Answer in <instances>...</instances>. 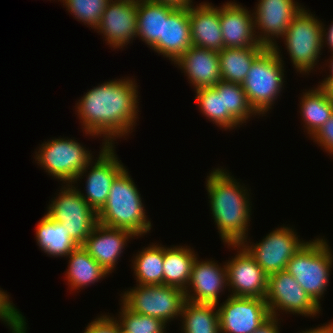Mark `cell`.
<instances>
[{
    "label": "cell",
    "instance_id": "obj_1",
    "mask_svg": "<svg viewBox=\"0 0 333 333\" xmlns=\"http://www.w3.org/2000/svg\"><path fill=\"white\" fill-rule=\"evenodd\" d=\"M117 80L88 90L76 103L86 135L103 136L105 145H113L116 138L130 134L138 118L137 83L129 77Z\"/></svg>",
    "mask_w": 333,
    "mask_h": 333
},
{
    "label": "cell",
    "instance_id": "obj_2",
    "mask_svg": "<svg viewBox=\"0 0 333 333\" xmlns=\"http://www.w3.org/2000/svg\"><path fill=\"white\" fill-rule=\"evenodd\" d=\"M210 210L224 244H241L248 238L251 200L248 190L225 169L216 168L206 178Z\"/></svg>",
    "mask_w": 333,
    "mask_h": 333
},
{
    "label": "cell",
    "instance_id": "obj_3",
    "mask_svg": "<svg viewBox=\"0 0 333 333\" xmlns=\"http://www.w3.org/2000/svg\"><path fill=\"white\" fill-rule=\"evenodd\" d=\"M125 168L111 185L108 199L97 213L102 225L131 231L135 236H143L151 230L141 194Z\"/></svg>",
    "mask_w": 333,
    "mask_h": 333
},
{
    "label": "cell",
    "instance_id": "obj_4",
    "mask_svg": "<svg viewBox=\"0 0 333 333\" xmlns=\"http://www.w3.org/2000/svg\"><path fill=\"white\" fill-rule=\"evenodd\" d=\"M278 47V44L273 48L267 47L253 61L242 83L250 106L259 116L272 109L285 82L284 61Z\"/></svg>",
    "mask_w": 333,
    "mask_h": 333
},
{
    "label": "cell",
    "instance_id": "obj_5",
    "mask_svg": "<svg viewBox=\"0 0 333 333\" xmlns=\"http://www.w3.org/2000/svg\"><path fill=\"white\" fill-rule=\"evenodd\" d=\"M327 239L316 238L306 243L293 255L286 271L292 275L311 299L321 307L320 299L327 289L333 255Z\"/></svg>",
    "mask_w": 333,
    "mask_h": 333
},
{
    "label": "cell",
    "instance_id": "obj_6",
    "mask_svg": "<svg viewBox=\"0 0 333 333\" xmlns=\"http://www.w3.org/2000/svg\"><path fill=\"white\" fill-rule=\"evenodd\" d=\"M321 20L303 8L291 21L284 36L285 47L297 72L309 74L319 62L323 47Z\"/></svg>",
    "mask_w": 333,
    "mask_h": 333
},
{
    "label": "cell",
    "instance_id": "obj_7",
    "mask_svg": "<svg viewBox=\"0 0 333 333\" xmlns=\"http://www.w3.org/2000/svg\"><path fill=\"white\" fill-rule=\"evenodd\" d=\"M121 303L130 311L156 317L166 324L181 316L185 294L168 285H137L121 294Z\"/></svg>",
    "mask_w": 333,
    "mask_h": 333
},
{
    "label": "cell",
    "instance_id": "obj_8",
    "mask_svg": "<svg viewBox=\"0 0 333 333\" xmlns=\"http://www.w3.org/2000/svg\"><path fill=\"white\" fill-rule=\"evenodd\" d=\"M57 195L48 205L46 214L66 227L70 237L82 246L98 223L97 213L72 183L62 186Z\"/></svg>",
    "mask_w": 333,
    "mask_h": 333
},
{
    "label": "cell",
    "instance_id": "obj_9",
    "mask_svg": "<svg viewBox=\"0 0 333 333\" xmlns=\"http://www.w3.org/2000/svg\"><path fill=\"white\" fill-rule=\"evenodd\" d=\"M74 139L55 138L41 144L35 159L49 175L64 184L73 183L93 159L92 153Z\"/></svg>",
    "mask_w": 333,
    "mask_h": 333
},
{
    "label": "cell",
    "instance_id": "obj_10",
    "mask_svg": "<svg viewBox=\"0 0 333 333\" xmlns=\"http://www.w3.org/2000/svg\"><path fill=\"white\" fill-rule=\"evenodd\" d=\"M298 237L294 229L283 226L271 231L262 241L255 245L251 242L249 245L247 240H244L241 245L269 276L286 270L290 259L306 243Z\"/></svg>",
    "mask_w": 333,
    "mask_h": 333
},
{
    "label": "cell",
    "instance_id": "obj_11",
    "mask_svg": "<svg viewBox=\"0 0 333 333\" xmlns=\"http://www.w3.org/2000/svg\"><path fill=\"white\" fill-rule=\"evenodd\" d=\"M265 301L271 316H279L278 311L296 313L302 316H316L321 311L311 297L286 270L268 276ZM278 310V311H277Z\"/></svg>",
    "mask_w": 333,
    "mask_h": 333
},
{
    "label": "cell",
    "instance_id": "obj_12",
    "mask_svg": "<svg viewBox=\"0 0 333 333\" xmlns=\"http://www.w3.org/2000/svg\"><path fill=\"white\" fill-rule=\"evenodd\" d=\"M100 149L97 160L93 162L92 159L72 183H78L77 181H80L85 174L87 177L86 187L84 188L86 194L84 195L80 189L78 191L96 213L105 205L115 178L126 168L115 154L114 145L103 143ZM87 169H90V171H87ZM86 172H89L88 175H86Z\"/></svg>",
    "mask_w": 333,
    "mask_h": 333
},
{
    "label": "cell",
    "instance_id": "obj_13",
    "mask_svg": "<svg viewBox=\"0 0 333 333\" xmlns=\"http://www.w3.org/2000/svg\"><path fill=\"white\" fill-rule=\"evenodd\" d=\"M217 306L220 333H253L271 316L262 298L229 295Z\"/></svg>",
    "mask_w": 333,
    "mask_h": 333
},
{
    "label": "cell",
    "instance_id": "obj_14",
    "mask_svg": "<svg viewBox=\"0 0 333 333\" xmlns=\"http://www.w3.org/2000/svg\"><path fill=\"white\" fill-rule=\"evenodd\" d=\"M237 248L234 258L228 260V288L232 296L264 299L267 293L268 275L241 244H228ZM231 288V289H230Z\"/></svg>",
    "mask_w": 333,
    "mask_h": 333
},
{
    "label": "cell",
    "instance_id": "obj_15",
    "mask_svg": "<svg viewBox=\"0 0 333 333\" xmlns=\"http://www.w3.org/2000/svg\"><path fill=\"white\" fill-rule=\"evenodd\" d=\"M302 9L295 0H259L253 12L256 39L260 44L273 48L277 44L275 40L284 36L291 21Z\"/></svg>",
    "mask_w": 333,
    "mask_h": 333
},
{
    "label": "cell",
    "instance_id": "obj_16",
    "mask_svg": "<svg viewBox=\"0 0 333 333\" xmlns=\"http://www.w3.org/2000/svg\"><path fill=\"white\" fill-rule=\"evenodd\" d=\"M95 30L114 49L128 45L137 37V2L110 1Z\"/></svg>",
    "mask_w": 333,
    "mask_h": 333
},
{
    "label": "cell",
    "instance_id": "obj_17",
    "mask_svg": "<svg viewBox=\"0 0 333 333\" xmlns=\"http://www.w3.org/2000/svg\"><path fill=\"white\" fill-rule=\"evenodd\" d=\"M226 286H228L226 264L221 267L214 260L200 261L196 257L188 286L184 291L185 301L218 305L220 297L218 295Z\"/></svg>",
    "mask_w": 333,
    "mask_h": 333
},
{
    "label": "cell",
    "instance_id": "obj_18",
    "mask_svg": "<svg viewBox=\"0 0 333 333\" xmlns=\"http://www.w3.org/2000/svg\"><path fill=\"white\" fill-rule=\"evenodd\" d=\"M133 237L137 236L129 230L108 227L98 222L82 246L111 274L129 238Z\"/></svg>",
    "mask_w": 333,
    "mask_h": 333
},
{
    "label": "cell",
    "instance_id": "obj_19",
    "mask_svg": "<svg viewBox=\"0 0 333 333\" xmlns=\"http://www.w3.org/2000/svg\"><path fill=\"white\" fill-rule=\"evenodd\" d=\"M249 12L233 1L219 7L223 48L266 47L256 39L254 16Z\"/></svg>",
    "mask_w": 333,
    "mask_h": 333
},
{
    "label": "cell",
    "instance_id": "obj_20",
    "mask_svg": "<svg viewBox=\"0 0 333 333\" xmlns=\"http://www.w3.org/2000/svg\"><path fill=\"white\" fill-rule=\"evenodd\" d=\"M174 64L187 75L195 91L214 87L222 80L216 50L191 46Z\"/></svg>",
    "mask_w": 333,
    "mask_h": 333
},
{
    "label": "cell",
    "instance_id": "obj_21",
    "mask_svg": "<svg viewBox=\"0 0 333 333\" xmlns=\"http://www.w3.org/2000/svg\"><path fill=\"white\" fill-rule=\"evenodd\" d=\"M192 46L220 51L223 35L219 7L202 2L188 7Z\"/></svg>",
    "mask_w": 333,
    "mask_h": 333
},
{
    "label": "cell",
    "instance_id": "obj_22",
    "mask_svg": "<svg viewBox=\"0 0 333 333\" xmlns=\"http://www.w3.org/2000/svg\"><path fill=\"white\" fill-rule=\"evenodd\" d=\"M191 46L188 7H177L167 18H163V40L152 50L175 62Z\"/></svg>",
    "mask_w": 333,
    "mask_h": 333
},
{
    "label": "cell",
    "instance_id": "obj_23",
    "mask_svg": "<svg viewBox=\"0 0 333 333\" xmlns=\"http://www.w3.org/2000/svg\"><path fill=\"white\" fill-rule=\"evenodd\" d=\"M176 8L150 0L137 2V37L153 48L163 40V18H167Z\"/></svg>",
    "mask_w": 333,
    "mask_h": 333
},
{
    "label": "cell",
    "instance_id": "obj_24",
    "mask_svg": "<svg viewBox=\"0 0 333 333\" xmlns=\"http://www.w3.org/2000/svg\"><path fill=\"white\" fill-rule=\"evenodd\" d=\"M35 231L38 246L50 257H67L79 246L70 237L66 227L51 219L47 214L38 222Z\"/></svg>",
    "mask_w": 333,
    "mask_h": 333
},
{
    "label": "cell",
    "instance_id": "obj_25",
    "mask_svg": "<svg viewBox=\"0 0 333 333\" xmlns=\"http://www.w3.org/2000/svg\"><path fill=\"white\" fill-rule=\"evenodd\" d=\"M194 250L187 246L164 247L163 284L186 290L196 259Z\"/></svg>",
    "mask_w": 333,
    "mask_h": 333
},
{
    "label": "cell",
    "instance_id": "obj_26",
    "mask_svg": "<svg viewBox=\"0 0 333 333\" xmlns=\"http://www.w3.org/2000/svg\"><path fill=\"white\" fill-rule=\"evenodd\" d=\"M67 257L69 265L66 280L72 291L94 284L108 275L83 246H78Z\"/></svg>",
    "mask_w": 333,
    "mask_h": 333
},
{
    "label": "cell",
    "instance_id": "obj_27",
    "mask_svg": "<svg viewBox=\"0 0 333 333\" xmlns=\"http://www.w3.org/2000/svg\"><path fill=\"white\" fill-rule=\"evenodd\" d=\"M267 47L223 48L218 51L223 81L242 84L253 61Z\"/></svg>",
    "mask_w": 333,
    "mask_h": 333
},
{
    "label": "cell",
    "instance_id": "obj_28",
    "mask_svg": "<svg viewBox=\"0 0 333 333\" xmlns=\"http://www.w3.org/2000/svg\"><path fill=\"white\" fill-rule=\"evenodd\" d=\"M300 114L309 137H313L333 114L327 93L319 86L303 93Z\"/></svg>",
    "mask_w": 333,
    "mask_h": 333
},
{
    "label": "cell",
    "instance_id": "obj_29",
    "mask_svg": "<svg viewBox=\"0 0 333 333\" xmlns=\"http://www.w3.org/2000/svg\"><path fill=\"white\" fill-rule=\"evenodd\" d=\"M182 333H220L217 305L185 301L182 310Z\"/></svg>",
    "mask_w": 333,
    "mask_h": 333
},
{
    "label": "cell",
    "instance_id": "obj_30",
    "mask_svg": "<svg viewBox=\"0 0 333 333\" xmlns=\"http://www.w3.org/2000/svg\"><path fill=\"white\" fill-rule=\"evenodd\" d=\"M139 253V254H138ZM132 260L136 285L163 284L164 247L161 244L148 245L138 251Z\"/></svg>",
    "mask_w": 333,
    "mask_h": 333
},
{
    "label": "cell",
    "instance_id": "obj_31",
    "mask_svg": "<svg viewBox=\"0 0 333 333\" xmlns=\"http://www.w3.org/2000/svg\"><path fill=\"white\" fill-rule=\"evenodd\" d=\"M195 93L197 105L209 121L224 130L240 127L241 124L229 112H224L223 92L217 85L198 89Z\"/></svg>",
    "mask_w": 333,
    "mask_h": 333
},
{
    "label": "cell",
    "instance_id": "obj_32",
    "mask_svg": "<svg viewBox=\"0 0 333 333\" xmlns=\"http://www.w3.org/2000/svg\"><path fill=\"white\" fill-rule=\"evenodd\" d=\"M217 86L223 92L224 112H229L241 125L252 115H258L250 106L242 84L221 80Z\"/></svg>",
    "mask_w": 333,
    "mask_h": 333
},
{
    "label": "cell",
    "instance_id": "obj_33",
    "mask_svg": "<svg viewBox=\"0 0 333 333\" xmlns=\"http://www.w3.org/2000/svg\"><path fill=\"white\" fill-rule=\"evenodd\" d=\"M117 321L120 327L128 333H164L166 323L156 317L134 313L122 303Z\"/></svg>",
    "mask_w": 333,
    "mask_h": 333
},
{
    "label": "cell",
    "instance_id": "obj_34",
    "mask_svg": "<svg viewBox=\"0 0 333 333\" xmlns=\"http://www.w3.org/2000/svg\"><path fill=\"white\" fill-rule=\"evenodd\" d=\"M68 12L75 15L77 21L87 24L92 29L99 25L103 12L110 0H59Z\"/></svg>",
    "mask_w": 333,
    "mask_h": 333
},
{
    "label": "cell",
    "instance_id": "obj_35",
    "mask_svg": "<svg viewBox=\"0 0 333 333\" xmlns=\"http://www.w3.org/2000/svg\"><path fill=\"white\" fill-rule=\"evenodd\" d=\"M9 295L0 288V320L10 327L12 332L18 330L26 319L9 299Z\"/></svg>",
    "mask_w": 333,
    "mask_h": 333
},
{
    "label": "cell",
    "instance_id": "obj_36",
    "mask_svg": "<svg viewBox=\"0 0 333 333\" xmlns=\"http://www.w3.org/2000/svg\"><path fill=\"white\" fill-rule=\"evenodd\" d=\"M84 333H120V324L117 318L105 314L91 321Z\"/></svg>",
    "mask_w": 333,
    "mask_h": 333
},
{
    "label": "cell",
    "instance_id": "obj_37",
    "mask_svg": "<svg viewBox=\"0 0 333 333\" xmlns=\"http://www.w3.org/2000/svg\"><path fill=\"white\" fill-rule=\"evenodd\" d=\"M314 142L324 148L332 156L333 154V114L320 128V130L312 137Z\"/></svg>",
    "mask_w": 333,
    "mask_h": 333
},
{
    "label": "cell",
    "instance_id": "obj_38",
    "mask_svg": "<svg viewBox=\"0 0 333 333\" xmlns=\"http://www.w3.org/2000/svg\"><path fill=\"white\" fill-rule=\"evenodd\" d=\"M278 317L276 316H270L265 322L258 327L253 333H280L279 331V324Z\"/></svg>",
    "mask_w": 333,
    "mask_h": 333
},
{
    "label": "cell",
    "instance_id": "obj_39",
    "mask_svg": "<svg viewBox=\"0 0 333 333\" xmlns=\"http://www.w3.org/2000/svg\"><path fill=\"white\" fill-rule=\"evenodd\" d=\"M325 25H322V37H323V46L326 44L328 45L327 47H329L330 51L333 54V22L330 25L329 28L325 29L324 27ZM326 30H328V32H326ZM325 43V44H324Z\"/></svg>",
    "mask_w": 333,
    "mask_h": 333
},
{
    "label": "cell",
    "instance_id": "obj_40",
    "mask_svg": "<svg viewBox=\"0 0 333 333\" xmlns=\"http://www.w3.org/2000/svg\"><path fill=\"white\" fill-rule=\"evenodd\" d=\"M300 333H333V322H329L328 324H323L322 326L317 328L306 329Z\"/></svg>",
    "mask_w": 333,
    "mask_h": 333
},
{
    "label": "cell",
    "instance_id": "obj_41",
    "mask_svg": "<svg viewBox=\"0 0 333 333\" xmlns=\"http://www.w3.org/2000/svg\"><path fill=\"white\" fill-rule=\"evenodd\" d=\"M150 1L170 4L175 7H189L190 5L193 4L192 0H150Z\"/></svg>",
    "mask_w": 333,
    "mask_h": 333
},
{
    "label": "cell",
    "instance_id": "obj_42",
    "mask_svg": "<svg viewBox=\"0 0 333 333\" xmlns=\"http://www.w3.org/2000/svg\"><path fill=\"white\" fill-rule=\"evenodd\" d=\"M318 86L327 93V96L333 105V83H320Z\"/></svg>",
    "mask_w": 333,
    "mask_h": 333
},
{
    "label": "cell",
    "instance_id": "obj_43",
    "mask_svg": "<svg viewBox=\"0 0 333 333\" xmlns=\"http://www.w3.org/2000/svg\"><path fill=\"white\" fill-rule=\"evenodd\" d=\"M329 67H330V72L331 74L328 75L326 78H324V80H322L321 83H333V54H332V58L329 60Z\"/></svg>",
    "mask_w": 333,
    "mask_h": 333
},
{
    "label": "cell",
    "instance_id": "obj_44",
    "mask_svg": "<svg viewBox=\"0 0 333 333\" xmlns=\"http://www.w3.org/2000/svg\"><path fill=\"white\" fill-rule=\"evenodd\" d=\"M27 323L25 322L18 330H16L15 332L12 333H27Z\"/></svg>",
    "mask_w": 333,
    "mask_h": 333
},
{
    "label": "cell",
    "instance_id": "obj_45",
    "mask_svg": "<svg viewBox=\"0 0 333 333\" xmlns=\"http://www.w3.org/2000/svg\"><path fill=\"white\" fill-rule=\"evenodd\" d=\"M113 1V0H110ZM114 1H132V2H139L140 0H114Z\"/></svg>",
    "mask_w": 333,
    "mask_h": 333
},
{
    "label": "cell",
    "instance_id": "obj_46",
    "mask_svg": "<svg viewBox=\"0 0 333 333\" xmlns=\"http://www.w3.org/2000/svg\"><path fill=\"white\" fill-rule=\"evenodd\" d=\"M120 333H128L127 331L123 330L121 327H120Z\"/></svg>",
    "mask_w": 333,
    "mask_h": 333
}]
</instances>
